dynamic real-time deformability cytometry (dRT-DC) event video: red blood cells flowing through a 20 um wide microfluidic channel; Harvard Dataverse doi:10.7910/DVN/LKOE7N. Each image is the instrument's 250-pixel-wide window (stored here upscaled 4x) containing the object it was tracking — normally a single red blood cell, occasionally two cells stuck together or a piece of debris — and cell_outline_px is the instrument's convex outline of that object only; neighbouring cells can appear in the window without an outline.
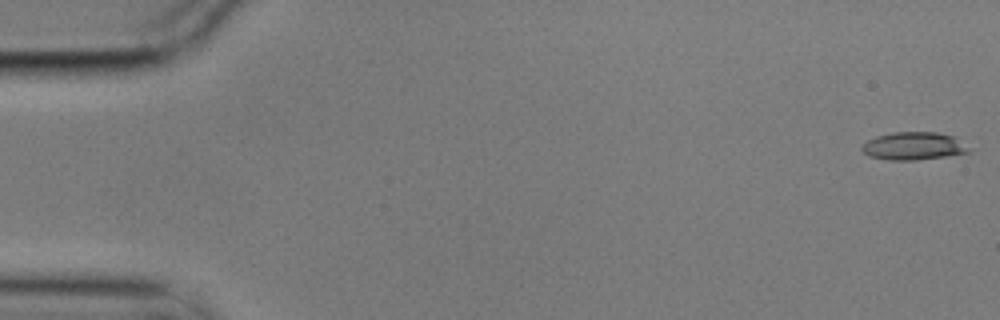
{"species": "common noctule bat (a hibernating species)", "species_latin": "Nyctalus noctula", "temperature_condition": "cold", "stored_images_in_passage": 11, "camera_frame_rate_fps": 3000, "um_per_image_px": 0.085, "animal": {"sex": "male", "body_mass_g": 17.9}, "frame": {"image": 1, "passage_image": 1, "time_ms": 0.0, "image_size_px": [1000, 320], "cell_outline_px": [[968, 152], [944, 156], [916, 160], [888, 160], [868, 156], [860, 148], [868, 140], [876, 136], [896, 132], [936, 132], [952, 136], [968, 148]], "centroid_in_image_um": [77.58, 12.41], "position_along_channel_um": 7.4, "area_um2": 16.94}}
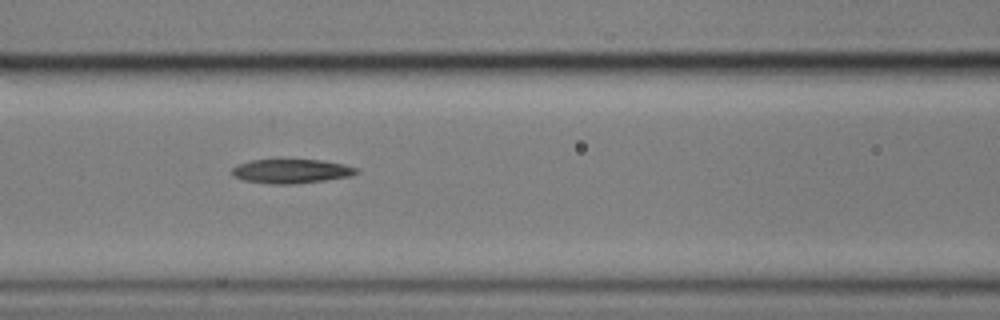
{"frame": {"image": 2, "passage_image": 7, "time_ms": 2.0, "image_size_px": [1000, 320], "cell_outline_px": [[360, 172], [348, 176], [324, 180], [292, 184], [272, 184], [244, 180], [232, 176], [232, 168], [236, 164], [252, 160], [320, 160], [344, 164], [356, 168]], "centroid_in_image_um": [24.72, 14.55], "position_along_channel_um": 141.9, "area_um2": 17.34}}
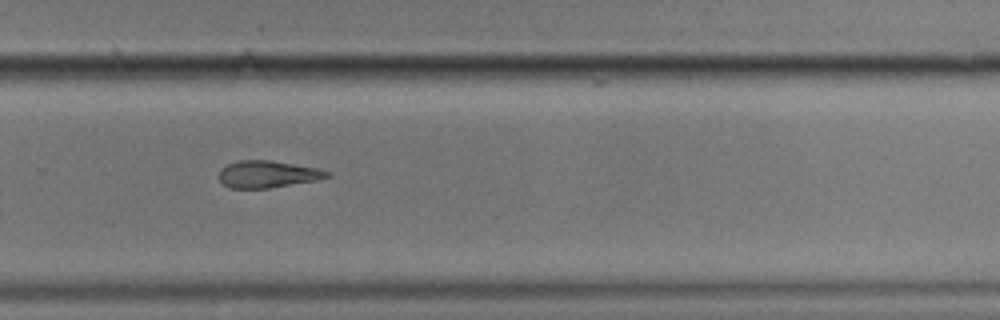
{"frame": {"image": 3, "passage_image": 11, "time_ms": 3.333, "image_size_px": [1000, 320], "cell_outline_px": [[332, 176], [316, 180], [268, 188], [228, 188], [220, 180], [220, 168], [236, 160], [272, 160], [320, 168], [328, 172]], "centroid_in_image_um": [22.75, 14.79], "position_along_channel_um": 307.0, "area_um2": 17.05}}